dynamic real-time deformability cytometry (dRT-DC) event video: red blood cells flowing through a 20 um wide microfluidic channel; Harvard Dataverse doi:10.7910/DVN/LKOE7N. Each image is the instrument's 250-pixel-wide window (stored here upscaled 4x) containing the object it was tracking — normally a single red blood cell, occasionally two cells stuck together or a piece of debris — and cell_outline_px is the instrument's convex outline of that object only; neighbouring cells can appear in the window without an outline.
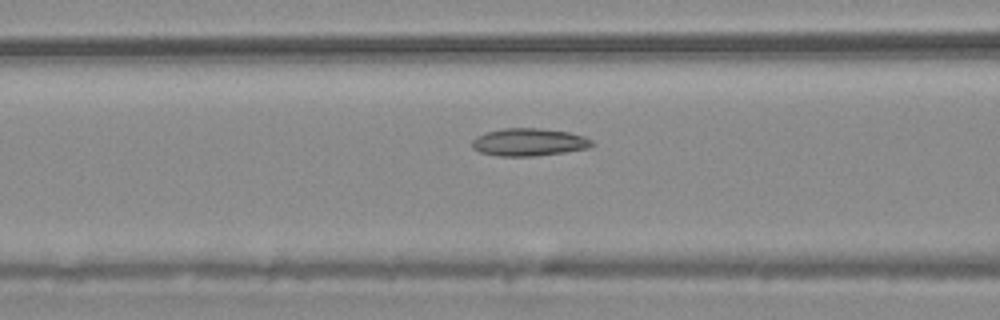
{"species": "common noctule bat (a hibernating species)", "species_latin": "Nyctalus noctula", "temperature_condition": "warm", "stored_images_in_passage": 13, "camera_frame_rate_fps": 3000, "um_per_image_px": 0.085, "animal": {"sex": "male", "body_mass_g": 20.4}, "frame": {"image": 1, "passage_image": 13, "time_ms": 4.0, "image_size_px": [1000, 320], "cell_outline_px": [[596, 144], [588, 148], [564, 152], [536, 156], [496, 156], [480, 152], [472, 148], [472, 140], [476, 136], [484, 132], [504, 128], [536, 128], [568, 132], [584, 136], [592, 140]], "centroid_in_image_um": [44.94, 12.08], "position_along_channel_um": 121.7, "area_um2": 19.42}}